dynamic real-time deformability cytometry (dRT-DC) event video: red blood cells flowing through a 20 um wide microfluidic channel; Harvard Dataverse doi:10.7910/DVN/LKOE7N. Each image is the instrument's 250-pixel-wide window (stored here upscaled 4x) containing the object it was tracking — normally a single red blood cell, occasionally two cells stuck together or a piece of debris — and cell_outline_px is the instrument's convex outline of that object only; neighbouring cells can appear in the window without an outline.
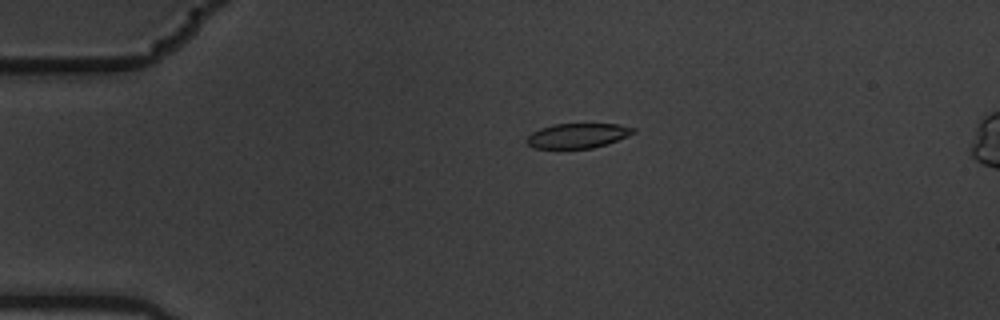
{"species": "common noctule bat (a hibernating species)", "species_latin": "Nyctalus noctula", "temperature_condition": "warm", "stored_images_in_passage": 9, "camera_frame_rate_fps": 3000, "um_per_image_px": 0.085, "animal": {"sex": "male", "body_mass_g": 19.5, "forearm_length_mm": 54.6}, "frame": {"image": 1, "passage_image": 3, "time_ms": 0.667, "image_size_px": [1000, 320], "cell_outline_px": [[636, 132], [628, 136], [592, 148], [532, 148], [524, 140], [532, 132], [540, 128], [552, 124], [620, 124], [636, 128]], "centroid_in_image_um": [49.08, 11.52], "position_along_channel_um": 35.9, "area_um2": 15.37}}
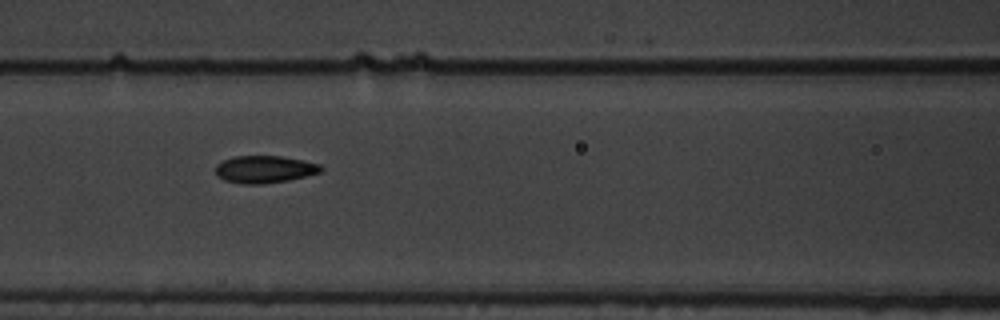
{"frame": {"image": 2, "passage_image": 7, "time_ms": 2.0, "image_size_px": [1000, 320], "cell_outline_px": [[324, 168], [320, 172], [288, 180], [260, 184], [240, 184], [224, 180], [216, 176], [216, 164], [224, 160], [236, 156], [280, 156], [320, 164]], "centroid_in_image_um": [22.45, 14.39], "position_along_channel_um": 144.2, "area_um2": 16.65}}
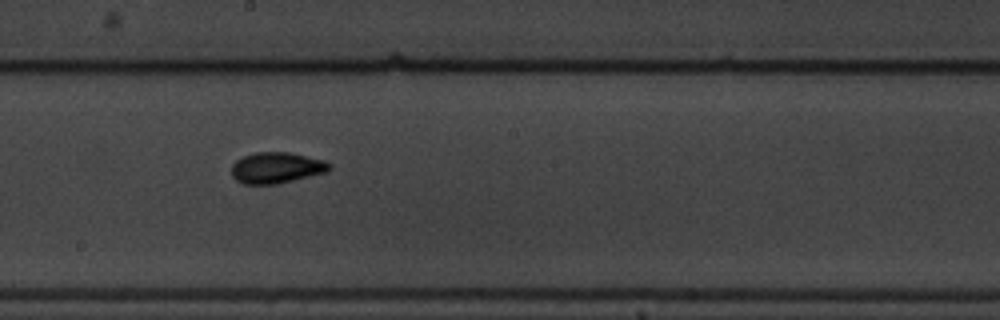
{"frame": {"image": 3, "passage_image": 9, "time_ms": 2.667, "image_size_px": [1000, 320], "cell_outline_px": [[332, 168], [328, 172], [276, 184], [244, 184], [236, 180], [232, 176], [232, 164], [236, 160], [244, 156], [256, 152], [292, 152], [324, 160], [332, 164]], "centroid_in_image_um": [23.53, 14.25], "position_along_channel_um": 224.7, "area_um2": 17.86}}